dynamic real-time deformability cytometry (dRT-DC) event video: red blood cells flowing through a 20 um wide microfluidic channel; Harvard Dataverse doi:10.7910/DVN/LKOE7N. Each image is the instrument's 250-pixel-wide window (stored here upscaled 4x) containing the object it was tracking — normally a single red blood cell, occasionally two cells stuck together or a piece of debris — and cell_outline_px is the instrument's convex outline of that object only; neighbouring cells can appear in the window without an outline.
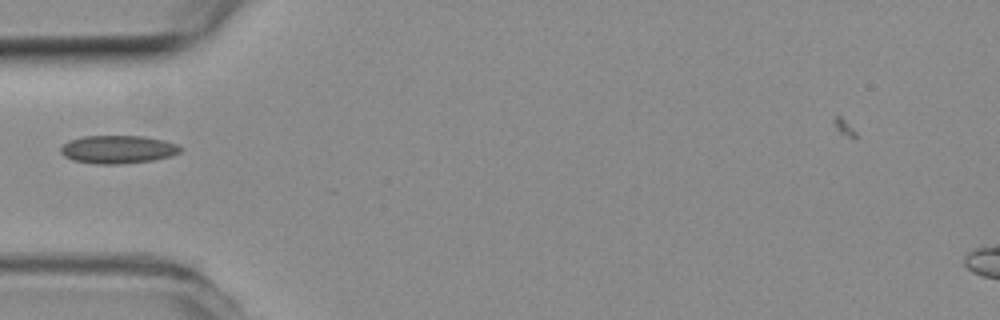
{"species": "common noctule bat (a hibernating species)", "species_latin": "Nyctalus noctula", "temperature_condition": "room temperature", "stored_images_in_passage": 1, "camera_frame_rate_fps": 3000, "um_per_image_px": 0.085, "animal": {"sex": "female", "body_mass_g": 19.3, "forearm_length_mm": 54.1}, "frame": {"image": 1, "passage_image": 1, "time_ms": 0.0, "image_size_px": [1000, 320], "cell_outline_px": [[184, 148], [180, 152], [172, 156], [152, 160], [120, 164], [96, 164], [72, 160], [64, 156], [60, 152], [60, 148], [68, 140], [80, 136], [144, 136], [164, 140], [176, 144]], "centroid_in_image_um": [10.01, 12.69], "position_along_channel_um": 75.0, "area_um2": 19.77}}